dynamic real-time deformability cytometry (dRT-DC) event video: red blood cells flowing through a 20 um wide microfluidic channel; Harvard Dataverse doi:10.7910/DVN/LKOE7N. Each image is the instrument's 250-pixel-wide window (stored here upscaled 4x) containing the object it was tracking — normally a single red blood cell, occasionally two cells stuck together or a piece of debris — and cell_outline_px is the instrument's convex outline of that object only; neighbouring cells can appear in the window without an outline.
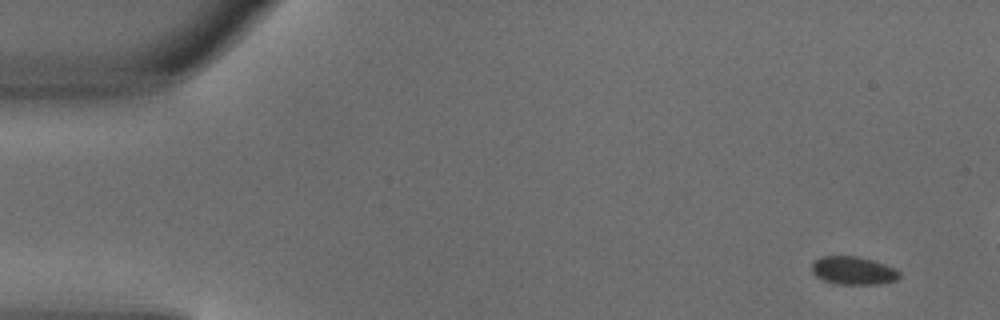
{"species": "common noctule bat (a hibernating species)", "species_latin": "Nyctalus noctula", "temperature_condition": "warm", "stored_images_in_passage": 4, "camera_frame_rate_fps": 3000, "um_per_image_px": 0.085, "animal": {"sex": "male", "body_mass_g": 18.8}, "frame": {"image": 1, "passage_image": 1, "time_ms": 0.0, "image_size_px": [1000, 320], "cell_outline_px": [[900, 276], [896, 280], [876, 284], [840, 284], [824, 280], [816, 276], [812, 272], [812, 264], [820, 256], [856, 256], [872, 260], [884, 264], [900, 272]], "centroid_in_image_um": [72.51, 22.99], "position_along_channel_um": 12.5, "area_um2": 14.1}}